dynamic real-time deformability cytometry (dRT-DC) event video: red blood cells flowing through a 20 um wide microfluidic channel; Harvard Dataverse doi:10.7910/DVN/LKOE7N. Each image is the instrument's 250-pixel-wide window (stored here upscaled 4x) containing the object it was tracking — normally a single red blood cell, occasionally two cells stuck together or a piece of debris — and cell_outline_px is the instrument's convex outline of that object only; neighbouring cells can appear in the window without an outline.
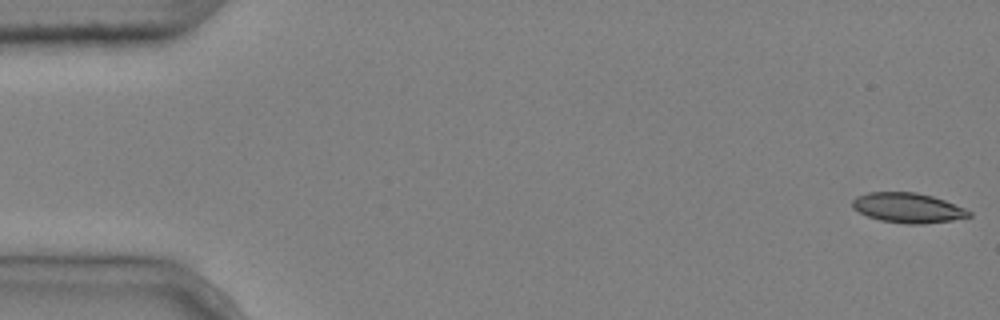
{"species": "common noctule bat (a hibernating species)", "species_latin": "Nyctalus noctula", "temperature_condition": "cold", "stored_images_in_passage": 5, "camera_frame_rate_fps": 3000, "um_per_image_px": 0.085, "animal": {"sex": "male", "body_mass_g": 20.4}, "frame": {"image": 1, "passage_image": 1, "time_ms": 0.0, "image_size_px": [1000, 320], "cell_outline_px": [[972, 216], [952, 220], [924, 224], [908, 224], [880, 220], [868, 216], [852, 208], [852, 200], [856, 196], [868, 192], [916, 192], [932, 196], [944, 200], [964, 208], [972, 212]], "centroid_in_image_um": [77.16, 17.66], "position_along_channel_um": 7.8, "area_um2": 20.29}}